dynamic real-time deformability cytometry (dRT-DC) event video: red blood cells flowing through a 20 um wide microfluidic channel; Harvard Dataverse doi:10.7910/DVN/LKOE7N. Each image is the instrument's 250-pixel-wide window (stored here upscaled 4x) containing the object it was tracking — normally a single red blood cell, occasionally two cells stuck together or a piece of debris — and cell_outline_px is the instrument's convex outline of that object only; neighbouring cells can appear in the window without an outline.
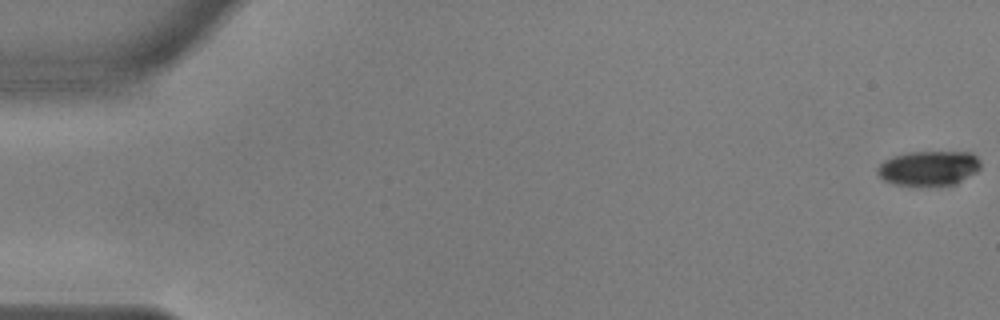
{"species": "common noctule bat (a hibernating species)", "species_latin": "Nyctalus noctula", "temperature_condition": "warm", "stored_images_in_passage": 14, "camera_frame_rate_fps": 3000, "um_per_image_px": 0.085, "animal": {"sex": "male", "body_mass_g": 17.9, "forearm_length_mm": 54.2}, "frame": {"image": 1, "passage_image": 1, "time_ms": 0.0, "image_size_px": [1000, 320], "cell_outline_px": [[980, 168], [976, 172], [956, 184], [892, 184], [884, 180], [876, 172], [876, 168], [884, 160], [892, 156], [908, 152], [972, 152], [980, 160]], "centroid_in_image_um": [78.94, 14.27], "position_along_channel_um": 6.1, "area_um2": 20.69}}